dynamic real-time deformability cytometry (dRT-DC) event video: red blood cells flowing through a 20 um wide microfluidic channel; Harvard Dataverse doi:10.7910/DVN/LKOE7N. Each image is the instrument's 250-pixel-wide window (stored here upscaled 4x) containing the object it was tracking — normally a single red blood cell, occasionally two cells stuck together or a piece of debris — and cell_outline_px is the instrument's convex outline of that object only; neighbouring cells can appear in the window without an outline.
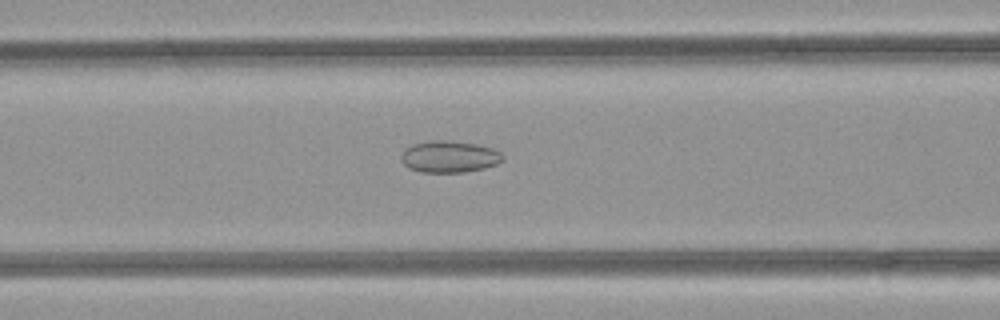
{"species": "common noctule bat (a hibernating species)", "species_latin": "Nyctalus noctula", "temperature_condition": "room temperature", "stored_images_in_passage": 51, "camera_frame_rate_fps": 3000, "um_per_image_px": 0.085, "animal": {"sex": "female", "body_mass_g": 21.9}, "frame": {"image": 1, "passage_image": 21, "time_ms": 6.667, "image_size_px": [1000, 320], "cell_outline_px": [[504, 160], [496, 164], [484, 168], [464, 172], [420, 172], [408, 168], [400, 160], [400, 156], [404, 148], [412, 144], [432, 140], [444, 140], [476, 144], [492, 148], [500, 152], [504, 156]], "centroid_in_image_um": [38.16, 13.32], "position_along_channel_um": 128.4, "area_um2": 18.9}}
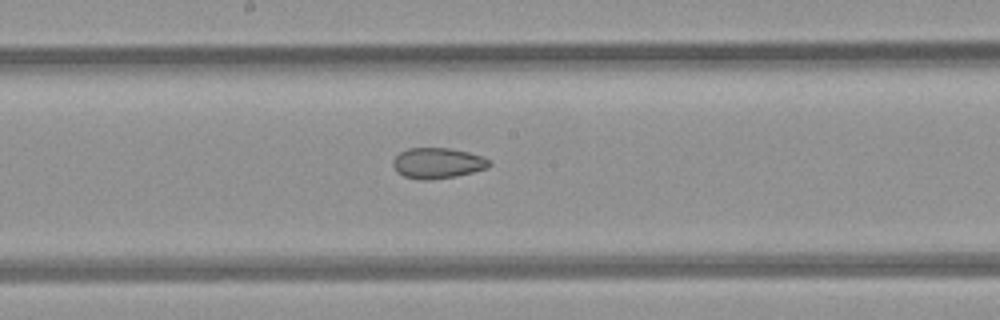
{"frame": {"image": 2, "passage_image": 27, "time_ms": 8.667, "image_size_px": [1000, 320], "cell_outline_px": [[492, 164], [488, 168], [456, 176], [432, 180], [420, 180], [404, 176], [396, 172], [392, 164], [392, 160], [400, 152], [408, 148], [448, 148], [468, 152], [484, 156]], "centroid_in_image_um": [37.18, 13.87], "position_along_channel_um": 211.0, "area_um2": 17.34}}
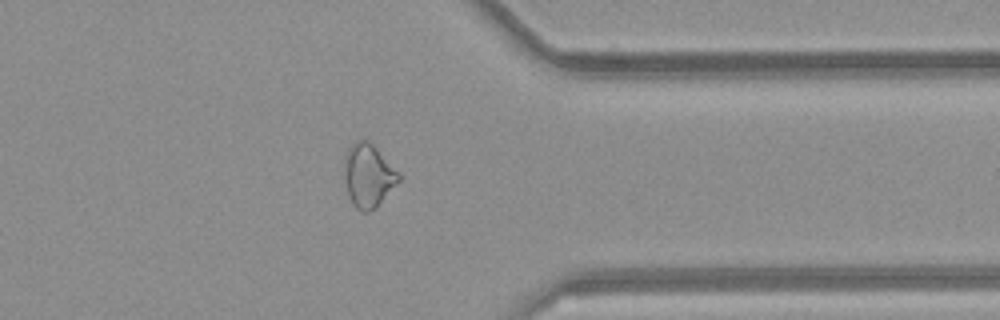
{"frame": {"image": 3, "passage_image": 40, "time_ms": 13.0, "image_size_px": [1000, 320], "cell_outline_px": [[400, 180], [368, 212], [364, 212], [356, 208], [348, 196], [344, 180], [344, 152], [356, 140], [368, 140], [400, 172]], "centroid_in_image_um": [31.26, 14.87], "position_along_channel_um": 380.1, "area_um2": 19.83}, "authors_computed_cell_mechanics": {"area_um2": 21.7906, "velocity_mm_per_s": 4.1172, "shape_relaxation_time_tau1_ms": null, "shape_relaxation_time_tau2_ms": 3.2379, "deformation_change_tau1": null, "deformation_change_tau2": 0.0875}}